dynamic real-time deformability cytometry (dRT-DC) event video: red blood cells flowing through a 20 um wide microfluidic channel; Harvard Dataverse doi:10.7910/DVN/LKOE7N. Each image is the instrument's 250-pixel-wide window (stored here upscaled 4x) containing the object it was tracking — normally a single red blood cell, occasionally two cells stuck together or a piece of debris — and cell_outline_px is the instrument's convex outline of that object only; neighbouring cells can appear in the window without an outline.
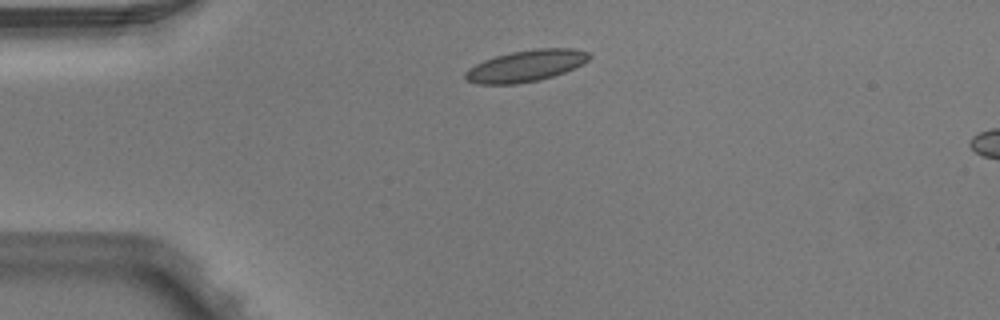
{"species": "Egyptian fruit bat (a non-hibernating species)", "species_latin": "Rousettus aegyptiacus", "temperature_condition": "warm", "stored_images_in_passage": 2, "camera_frame_rate_fps": 3000, "um_per_image_px": 0.085, "animal": {"sex": "male"}, "frame": {"image": 1, "passage_image": 1, "time_ms": 0.0, "image_size_px": [1000, 320], "cell_outline_px": [[592, 56], [588, 60], [564, 72], [540, 80], [516, 84], [476, 84], [468, 80], [464, 76], [464, 72], [468, 68], [484, 60], [496, 56], [512, 52], [532, 48], [572, 48], [588, 52]], "centroid_in_image_um": [44.68, 5.59], "position_along_channel_um": 40.3, "area_um2": 22.66}}